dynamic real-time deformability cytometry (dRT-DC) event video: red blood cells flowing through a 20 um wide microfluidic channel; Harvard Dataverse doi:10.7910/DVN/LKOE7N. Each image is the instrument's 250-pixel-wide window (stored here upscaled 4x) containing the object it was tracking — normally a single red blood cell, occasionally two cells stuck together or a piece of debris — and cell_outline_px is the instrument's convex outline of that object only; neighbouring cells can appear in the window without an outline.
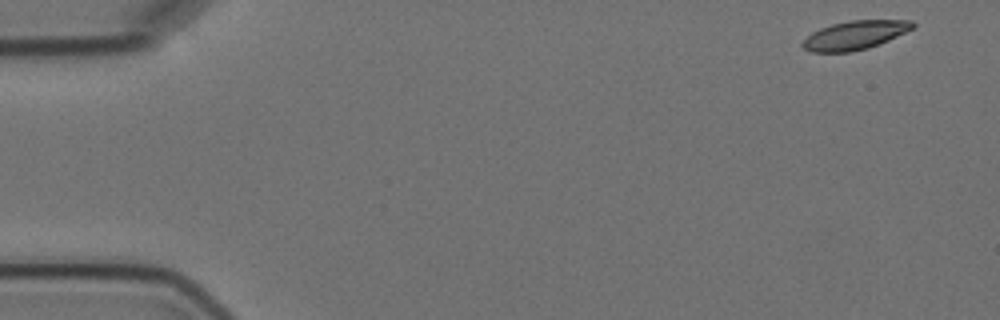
{"species": "Egyptian fruit bat (a non-hibernating species)", "species_latin": "Rousettus aegyptiacus", "temperature_condition": "cold", "stored_images_in_passage": 7, "camera_frame_rate_fps": 3000, "um_per_image_px": 0.085, "animal": {"sex": "female"}, "frame": {"image": 1, "passage_image": 1, "time_ms": 0.0, "image_size_px": [1000, 320], "cell_outline_px": [[916, 24], [912, 28], [888, 40], [868, 48], [852, 52], [812, 52], [804, 48], [800, 44], [812, 32], [820, 28], [832, 24], [852, 20], [912, 20]], "centroid_in_image_um": [72.64, 2.99], "position_along_channel_um": 12.4, "area_um2": 18.26}}
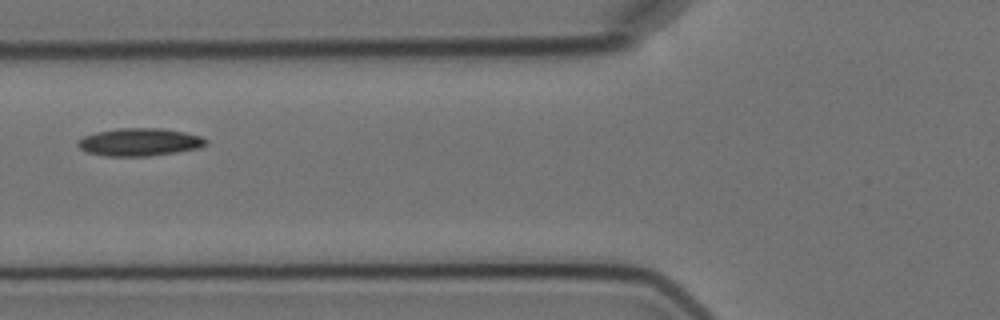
{"frame": {"image": 2, "passage_image": 5, "time_ms": 6.333, "image_size_px": [1000, 320], "cell_outline_px": [[208, 144], [200, 148], [176, 152], [148, 156], [104, 156], [88, 152], [80, 148], [76, 144], [76, 140], [84, 136], [96, 132], [116, 128], [160, 128], [184, 132], [200, 136], [208, 140]], "centroid_in_image_um": [11.85, 12.07], "position_along_channel_um": 113.9, "area_um2": 20.81}}
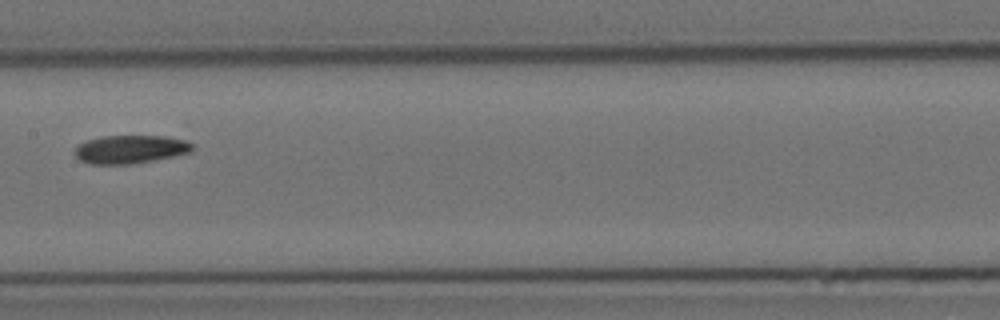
{"frame": {"image": 3, "passage_image": 7, "time_ms": 8.667, "image_size_px": [1000, 320], "cell_outline_px": [[196, 148], [192, 152], [132, 164], [88, 164], [80, 160], [72, 152], [80, 144], [88, 140], [100, 136], [168, 136], [184, 140], [192, 144]], "centroid_in_image_um": [11.08, 12.69], "position_along_channel_um": 196.3, "area_um2": 19.42}}